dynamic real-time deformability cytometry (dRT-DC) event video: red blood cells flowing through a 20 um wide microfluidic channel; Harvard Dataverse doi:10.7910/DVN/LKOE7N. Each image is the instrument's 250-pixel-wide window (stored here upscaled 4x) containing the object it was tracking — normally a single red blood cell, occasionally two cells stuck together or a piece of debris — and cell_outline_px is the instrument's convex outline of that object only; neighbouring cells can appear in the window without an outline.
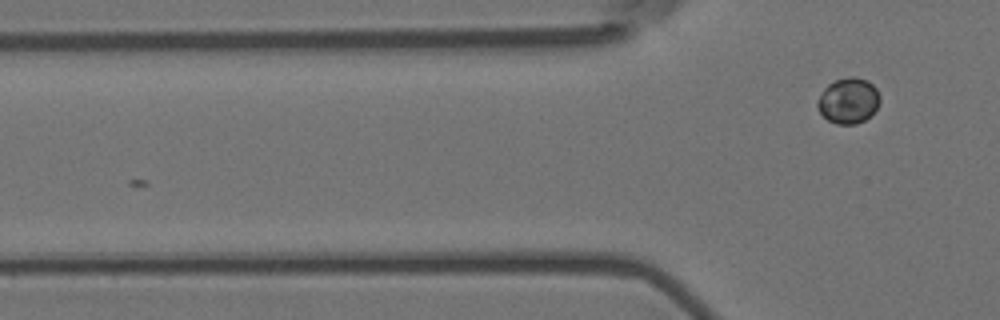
{"species": "Egyptian fruit bat (a non-hibernating species)", "species_latin": "Rousettus aegyptiacus", "temperature_condition": "room temperature", "stored_images_in_passage": 3, "camera_frame_rate_fps": 3000, "um_per_image_px": 0.085, "animal": {"sex": "female"}, "frame": {"image": 1, "passage_image": 3, "time_ms": 0.667, "image_size_px": [1000, 320], "cell_outline_px": [[880, 100], [876, 108], [864, 120], [856, 124], [836, 124], [828, 120], [820, 112], [816, 104], [824, 88], [828, 84], [836, 80], [848, 76], [856, 76], [868, 80], [876, 88], [880, 96]], "centroid_in_image_um": [72.11, 8.54], "position_along_channel_um": 53.7, "area_um2": 16.53}}